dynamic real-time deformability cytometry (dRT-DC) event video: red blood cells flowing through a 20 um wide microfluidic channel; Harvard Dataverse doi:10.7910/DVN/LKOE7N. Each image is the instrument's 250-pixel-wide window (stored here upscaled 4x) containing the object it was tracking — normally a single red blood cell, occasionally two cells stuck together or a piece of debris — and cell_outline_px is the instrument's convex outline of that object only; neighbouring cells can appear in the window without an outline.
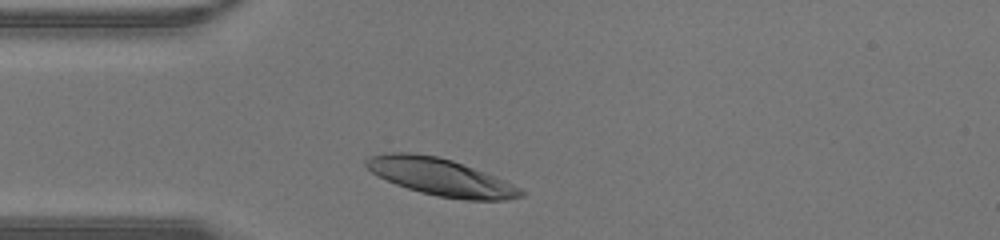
{"species": "human", "species_latin": "Homo sapiens", "temperature_condition": "warm", "stored_images_in_passage": 25, "camera_frame_rate_fps": 3000, "um_per_image_px": 0.085, "donor": {"sex": "male"}, "frame": {"image": 1, "passage_image": 3, "time_ms": 0.667, "image_size_px": [1000, 240], "cell_outline_px": [[524, 196], [504, 200], [464, 200], [440, 196], [420, 192], [396, 184], [372, 172], [364, 164], [364, 160], [368, 156], [388, 152], [412, 152], [436, 156], [452, 160], [496, 176], [520, 188], [524, 192]], "centroid_in_image_um": [37.45, 15.03], "position_along_channel_um": 47.5, "area_um2": 33.35}}
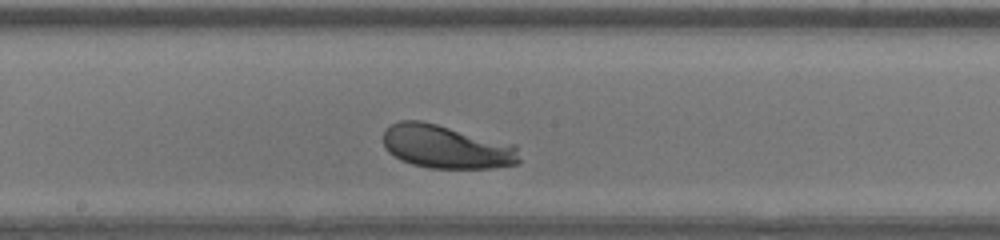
{"frame": {"image": 2, "passage_image": 14, "time_ms": 4.333, "image_size_px": [1000, 240], "cell_outline_px": [[520, 164], [492, 168], [428, 168], [412, 164], [400, 160], [388, 152], [384, 148], [384, 128], [400, 120], [420, 120], [516, 144], [520, 160]], "centroid_in_image_um": [37.94, 12.48], "position_along_channel_um": 210.3, "area_um2": 34.74}}
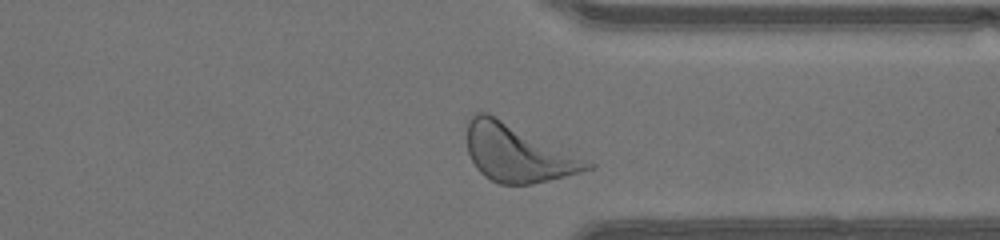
{"frame": {"image": 3, "passage_image": 24, "time_ms": 7.667, "image_size_px": [1000, 240], "cell_outline_px": [[596, 164], [592, 168], [580, 172], [532, 184], [500, 184], [484, 176], [476, 168], [468, 152], [468, 120], [476, 112], [488, 112]], "centroid_in_image_um": [43.98, 13.01], "position_along_channel_um": 367.4, "area_um2": 39.71}}